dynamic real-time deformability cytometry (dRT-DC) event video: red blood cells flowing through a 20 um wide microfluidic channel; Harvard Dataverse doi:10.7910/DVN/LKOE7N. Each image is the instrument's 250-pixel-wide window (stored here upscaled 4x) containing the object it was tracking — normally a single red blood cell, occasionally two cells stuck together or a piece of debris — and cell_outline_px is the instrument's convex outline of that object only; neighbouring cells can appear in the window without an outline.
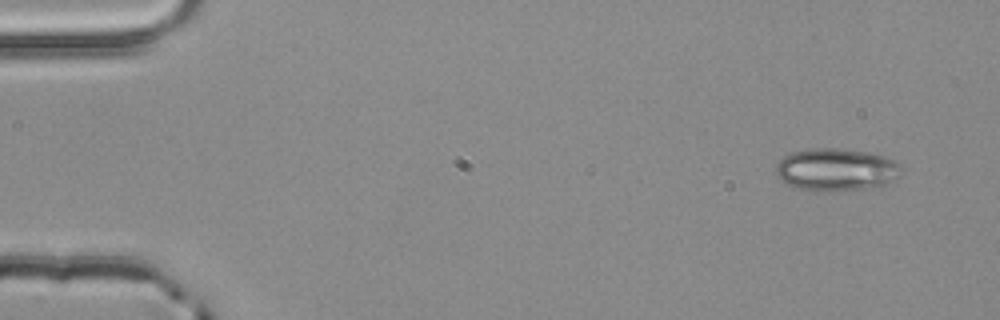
{"species": "common noctule bat (a hibernating species)", "species_latin": "Nyctalus noctula", "temperature_condition": "room temperature", "stored_images_in_passage": 3, "camera_frame_rate_fps": 3000, "um_per_image_px": 0.085, "animal": {"sex": "male", "body_mass_g": 20.4}, "frame": {"image": 1, "passage_image": 1, "time_ms": 0.0, "image_size_px": [1000, 320], "cell_outline_px": [[904, 172], [896, 180], [888, 184], [864, 188], [800, 188], [788, 184], [780, 180], [776, 176], [776, 164], [784, 156], [792, 152], [808, 148], [840, 148], [868, 152], [884, 156], [892, 160]], "centroid_in_image_um": [71.09, 14.36], "position_along_channel_um": 13.9, "area_um2": 30.29}}